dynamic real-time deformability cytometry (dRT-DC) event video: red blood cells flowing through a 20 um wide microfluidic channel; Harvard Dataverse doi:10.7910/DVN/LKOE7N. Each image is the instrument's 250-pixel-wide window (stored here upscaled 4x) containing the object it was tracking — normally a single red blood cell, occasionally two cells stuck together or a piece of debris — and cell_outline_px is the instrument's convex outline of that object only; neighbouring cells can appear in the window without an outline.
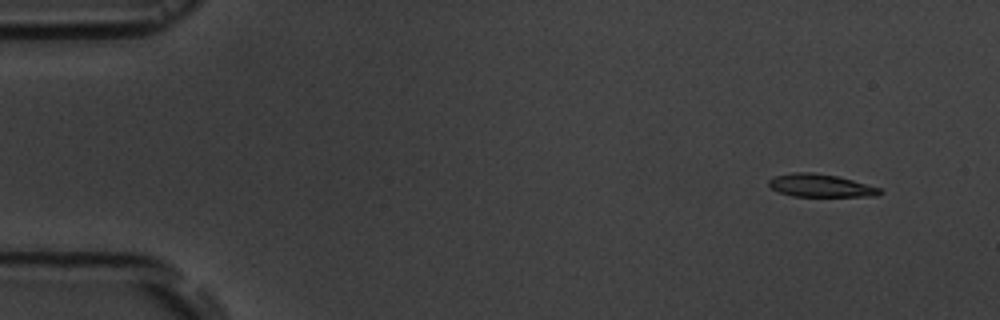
{"species": "common noctule bat (a hibernating species)", "species_latin": "Nyctalus noctula", "temperature_condition": "room temperature", "stored_images_in_passage": 8, "camera_frame_rate_fps": 3000, "um_per_image_px": 0.085, "animal": {"sex": "male", "body_mass_g": 19.5, "forearm_length_mm": 54.6}, "frame": {"image": 1, "passage_image": 2, "time_ms": 1.333, "image_size_px": [1000, 320], "cell_outline_px": [[884, 192], [876, 196], [792, 196], [780, 192], [772, 188], [768, 184], [768, 180], [776, 176], [796, 172], [812, 172], [836, 176], [852, 180], [880, 188]], "centroid_in_image_um": [69.76, 15.78], "position_along_channel_um": 15.2, "area_um2": 14.57}}
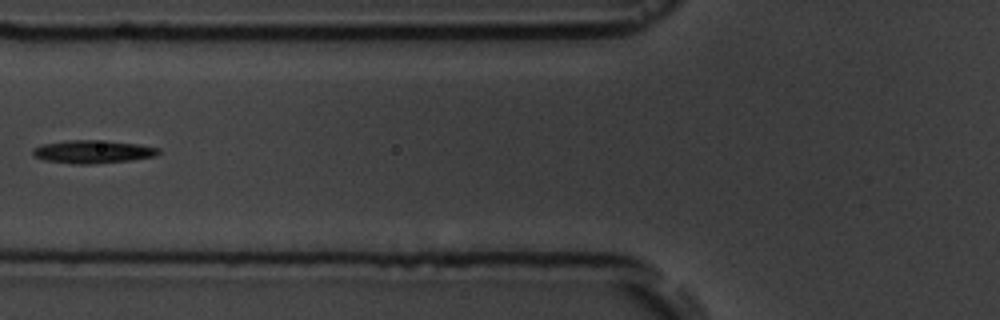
{"frame": {"image": 2, "passage_image": 7, "time_ms": 7.0, "image_size_px": [1000, 320], "cell_outline_px": [[160, 152], [156, 156], [132, 160], [92, 164], [76, 164], [44, 160], [32, 156], [32, 148], [40, 144], [68, 140], [96, 140], [136, 144], [160, 148]], "centroid_in_image_um": [7.84, 12.9], "position_along_channel_um": 118.0, "area_um2": 16.94}}
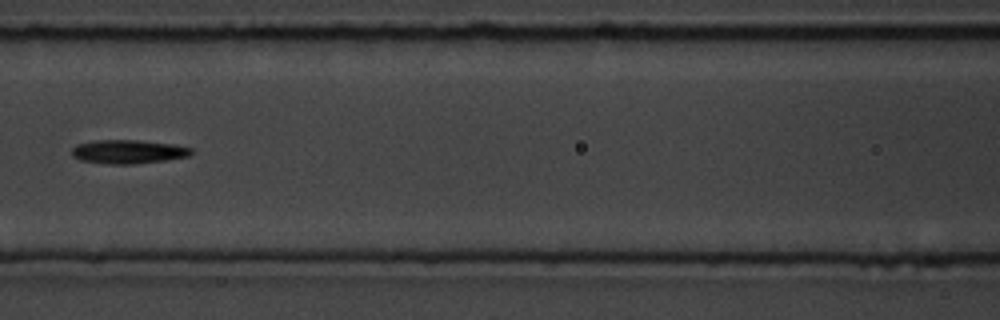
{"frame": {"image": 3, "passage_image": 8, "time_ms": 8.0, "image_size_px": [1000, 320], "cell_outline_px": [[192, 152], [188, 156], [164, 160], [132, 164], [108, 164], [80, 160], [72, 156], [72, 148], [76, 144], [96, 140], [136, 140], [172, 144], [192, 148]], "centroid_in_image_um": [10.85, 12.89], "position_along_channel_um": 155.8, "area_um2": 16.42}}